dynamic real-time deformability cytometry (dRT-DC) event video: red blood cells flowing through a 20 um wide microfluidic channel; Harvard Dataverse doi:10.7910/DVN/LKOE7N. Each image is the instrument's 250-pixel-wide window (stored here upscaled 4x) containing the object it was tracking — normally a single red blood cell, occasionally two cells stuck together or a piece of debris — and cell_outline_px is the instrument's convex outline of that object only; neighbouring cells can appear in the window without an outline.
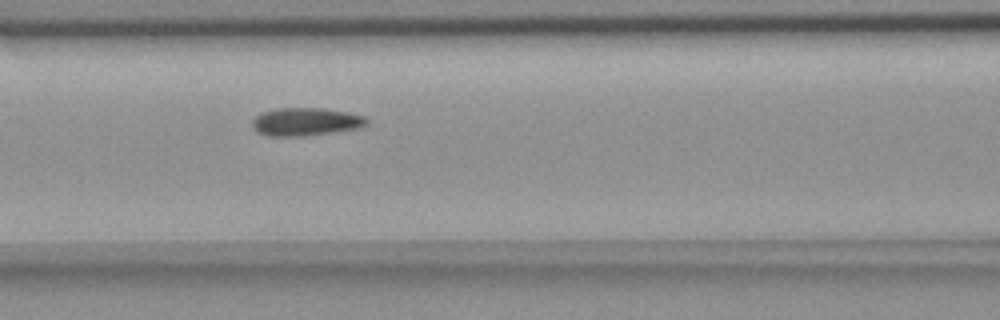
{"species": "common noctule bat (a hibernating species)", "species_latin": "Nyctalus noctula", "temperature_condition": "room temperature", "stored_images_in_passage": 5, "segment_of_instrument_passage": [1, 2], "camera_frame_rate_fps": 3000, "um_per_image_px": 0.085, "animal": {"sex": "female", "body_mass_g": 18.4}, "frame": {"image": 1, "passage_image": 4, "time_ms": 3.333, "image_size_px": [1000, 320], "cell_outline_px": [[368, 124], [360, 128], [304, 136], [268, 136], [260, 132], [252, 124], [252, 120], [260, 112], [280, 108], [324, 108], [348, 112], [364, 116], [368, 120]], "centroid_in_image_um": [26.02, 10.34], "position_along_channel_um": 140.6, "area_um2": 18.61}}